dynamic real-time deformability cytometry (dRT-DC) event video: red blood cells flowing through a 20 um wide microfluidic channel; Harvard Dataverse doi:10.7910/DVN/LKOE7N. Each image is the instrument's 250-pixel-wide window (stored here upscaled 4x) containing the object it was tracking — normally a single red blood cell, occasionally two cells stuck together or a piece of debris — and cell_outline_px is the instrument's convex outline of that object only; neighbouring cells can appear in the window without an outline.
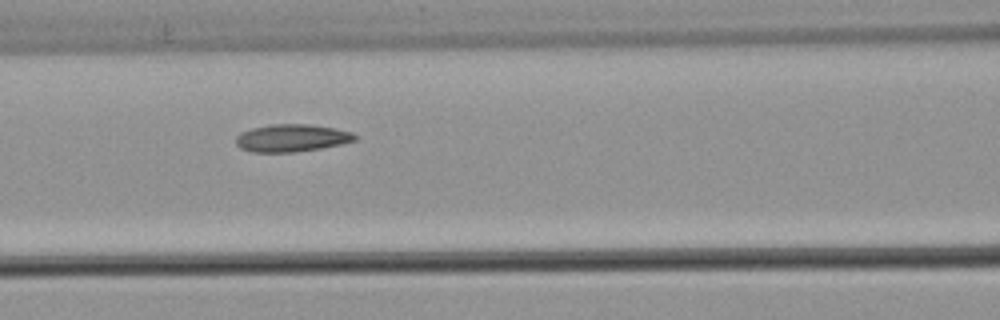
{"species": "common noctule bat (a hibernating species)", "species_latin": "Nyctalus noctula", "temperature_condition": "warm", "stored_images_in_passage": 8, "camera_frame_rate_fps": 3000, "um_per_image_px": 0.085, "animal": {"sex": "male", "body_mass_g": 21.5, "forearm_length_mm": 52.0}, "frame": {"image": 1, "passage_image": 7, "time_ms": 2.0, "image_size_px": [1000, 320], "cell_outline_px": [[360, 136], [356, 140], [340, 144], [320, 148], [296, 152], [252, 152], [240, 148], [236, 144], [236, 136], [240, 132], [252, 128], [272, 124], [308, 124], [336, 128], [352, 132]], "centroid_in_image_um": [24.81, 11.72], "position_along_channel_um": 141.8, "area_um2": 19.19}}